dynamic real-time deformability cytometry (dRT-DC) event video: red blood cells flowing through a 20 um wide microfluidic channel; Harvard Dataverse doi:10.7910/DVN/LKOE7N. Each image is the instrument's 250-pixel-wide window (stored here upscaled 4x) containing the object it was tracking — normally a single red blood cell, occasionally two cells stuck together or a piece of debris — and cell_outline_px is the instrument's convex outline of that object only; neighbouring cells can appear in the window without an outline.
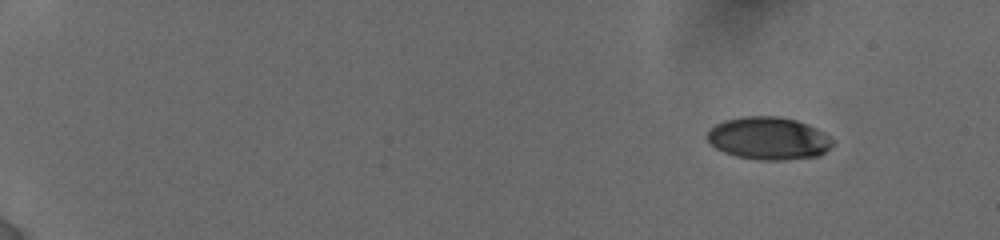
{"species": "human", "species_latin": "Homo sapiens", "temperature_condition": "cold", "stored_images_in_passage": 16, "camera_frame_rate_fps": 3000, "um_per_image_px": 0.085, "donor": {"sex": "female"}, "frame": {"image": 1, "passage_image": 4, "time_ms": 2.333, "image_size_px": [1000, 240], "cell_outline_px": [[832, 144], [824, 152], [816, 156], [784, 160], [760, 160], [736, 156], [724, 152], [716, 148], [708, 140], [708, 132], [716, 124], [724, 120], [744, 116], [780, 116], [796, 120], [816, 128], [824, 132], [832, 140]], "centroid_in_image_um": [65.32, 11.75], "position_along_channel_um": 19.7, "area_um2": 30.87}}
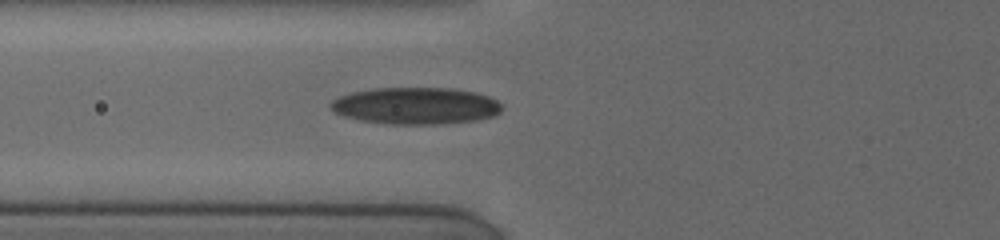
{"frame": {"image": 2, "passage_image": 11, "time_ms": 8.333, "image_size_px": [1000, 240], "cell_outline_px": [[500, 112], [496, 116], [476, 120], [436, 124], [392, 124], [360, 120], [344, 116], [328, 108], [328, 104], [332, 100], [340, 96], [352, 92], [372, 88], [452, 88], [476, 92], [488, 96], [496, 100], [500, 104]], "centroid_in_image_um": [35.32, 8.99], "position_along_channel_um": 90.5, "area_um2": 36.82}}
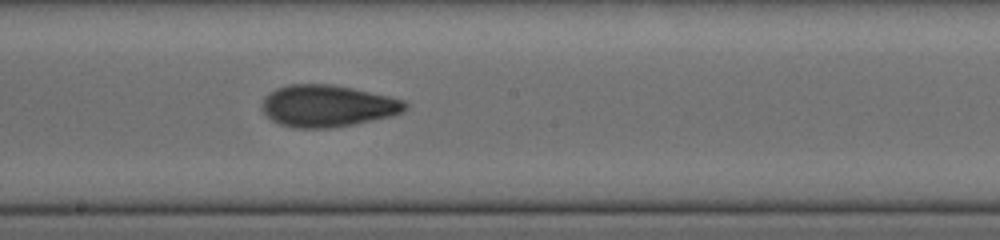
{"frame": {"image": 3, "passage_image": 16, "time_ms": 11.667, "image_size_px": [1000, 240], "cell_outline_px": [[408, 108], [404, 112], [392, 116], [352, 124], [328, 128], [296, 128], [280, 124], [272, 120], [260, 108], [260, 104], [264, 96], [268, 92], [276, 88], [288, 84], [332, 84], [352, 88], [388, 96], [404, 100], [408, 104]], "centroid_in_image_um": [27.81, 8.99], "position_along_channel_um": 220.4, "area_um2": 35.08}}